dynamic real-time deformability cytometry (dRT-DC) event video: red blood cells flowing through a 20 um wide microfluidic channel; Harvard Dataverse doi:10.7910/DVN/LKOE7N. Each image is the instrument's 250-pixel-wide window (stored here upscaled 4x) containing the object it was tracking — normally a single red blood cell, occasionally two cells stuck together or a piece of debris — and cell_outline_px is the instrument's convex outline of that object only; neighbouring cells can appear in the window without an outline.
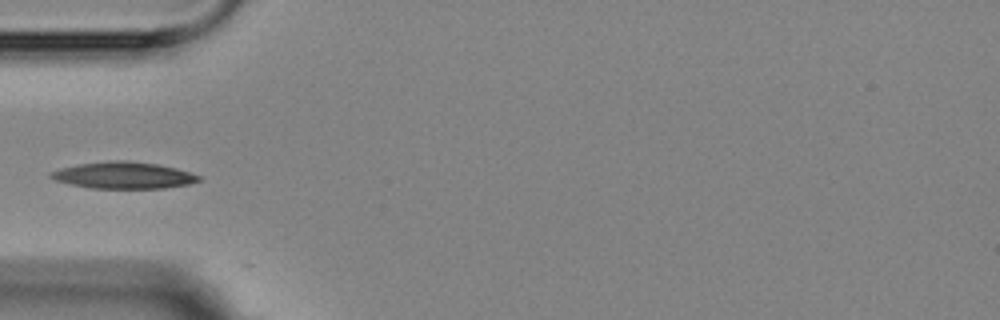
{"species": "Egyptian fruit bat (a non-hibernating species)", "species_latin": "Rousettus aegyptiacus", "temperature_condition": "room temperature", "stored_images_in_passage": 6, "camera_frame_rate_fps": 3000, "um_per_image_px": 0.085, "animal": {"sex": "female"}, "frame": {"image": 1, "passage_image": 4, "time_ms": 3.667, "image_size_px": [1000, 320], "cell_outline_px": [[200, 180], [188, 184], [164, 188], [92, 188], [68, 184], [56, 180], [48, 176], [48, 172], [60, 168], [80, 164], [108, 160], [128, 160], [160, 164], [176, 168], [200, 176]], "centroid_in_image_um": [10.46, 14.89], "position_along_channel_um": 74.5, "area_um2": 23.06}}
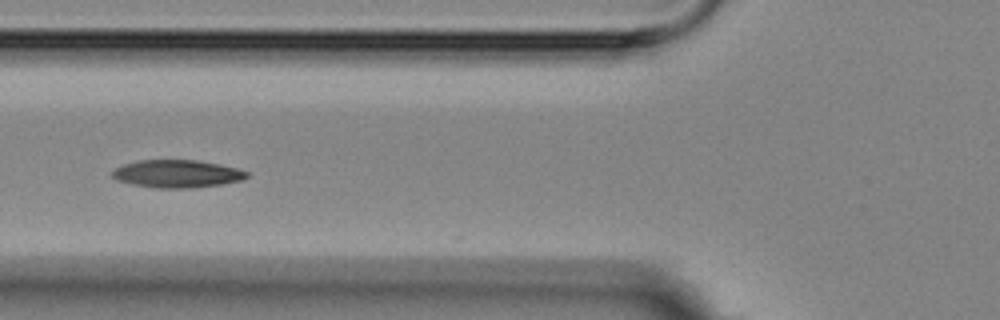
{"frame": {"image": 2, "passage_image": 5, "time_ms": 4.667, "image_size_px": [1000, 320], "cell_outline_px": [[248, 176], [244, 180], [224, 184], [192, 188], [156, 188], [132, 184], [116, 180], [112, 176], [112, 172], [116, 168], [124, 164], [140, 160], [196, 160], [220, 164], [236, 168], [248, 172]], "centroid_in_image_um": [15.08, 14.78], "position_along_channel_um": 110.7, "area_um2": 21.79}}
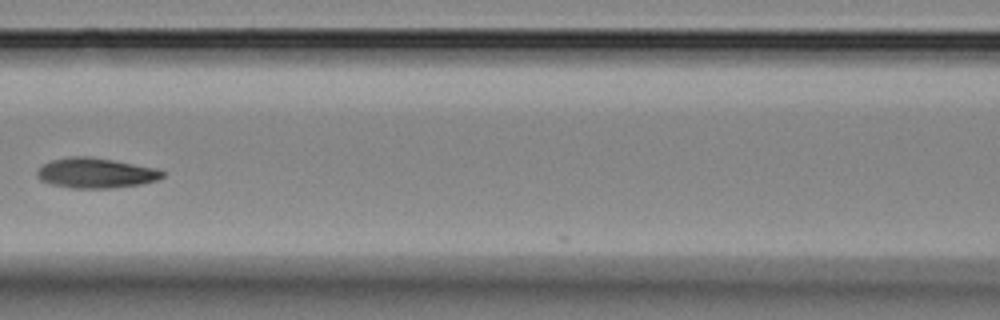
{"frame": {"image": 3, "passage_image": 6, "time_ms": 6.0, "image_size_px": [1000, 320], "cell_outline_px": [[164, 176], [156, 180], [140, 184], [112, 188], [72, 188], [52, 184], [40, 180], [36, 176], [36, 172], [44, 164], [52, 160], [68, 156], [92, 156], [152, 168], [164, 172]], "centroid_in_image_um": [8.08, 14.7], "position_along_channel_um": 158.5, "area_um2": 21.73}}